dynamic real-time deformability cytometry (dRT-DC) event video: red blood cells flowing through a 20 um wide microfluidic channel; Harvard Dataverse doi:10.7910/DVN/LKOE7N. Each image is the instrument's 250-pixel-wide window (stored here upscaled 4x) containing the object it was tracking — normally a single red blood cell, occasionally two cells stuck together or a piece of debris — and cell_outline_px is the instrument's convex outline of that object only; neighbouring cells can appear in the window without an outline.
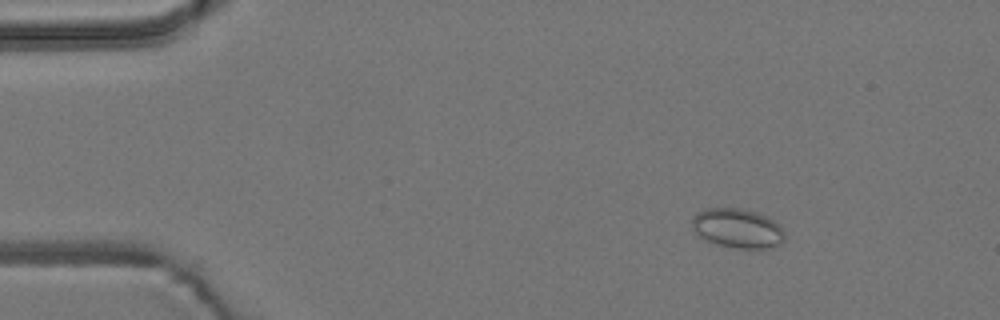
{"species": "common noctule bat (a hibernating species)", "species_latin": "Nyctalus noctula", "temperature_condition": "room temperature", "stored_images_in_passage": 7, "camera_frame_rate_fps": 3000, "um_per_image_px": 0.085, "animal": {"sex": "male", "body_mass_g": 19.2, "forearm_length_mm": 51.8}, "frame": {"image": 1, "passage_image": 3, "time_ms": 2.333, "image_size_px": [1000, 320], "cell_outline_px": [[784, 240], [776, 248], [760, 252], [732, 248], [716, 244], [700, 236], [692, 228], [692, 216], [696, 212], [704, 208], [740, 208], [756, 212], [768, 216], [780, 224], [784, 232]], "centroid_in_image_um": [62.75, 19.45], "position_along_channel_um": 22.2, "area_um2": 22.25}}
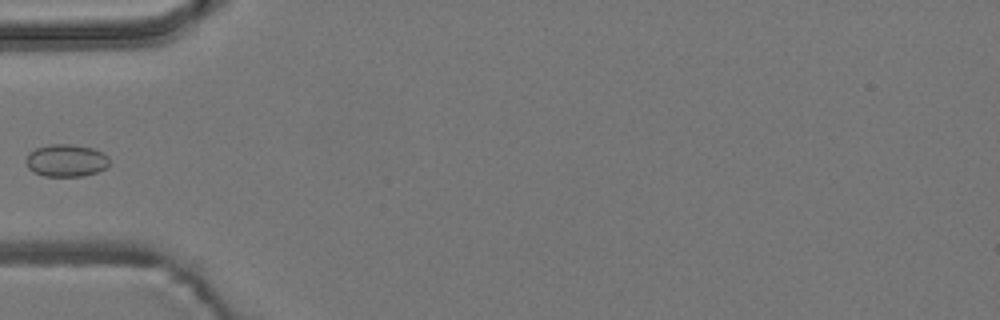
{"frame": {"image": 2, "passage_image": 6, "time_ms": 6.0, "image_size_px": [1000, 320], "cell_outline_px": [[108, 164], [104, 168], [96, 172], [84, 176], [44, 176], [28, 168], [28, 152], [36, 148], [52, 144], [72, 144], [92, 148], [104, 152], [108, 156]], "centroid_in_image_um": [5.65, 13.63], "position_along_channel_um": 79.3, "area_um2": 15.55}}
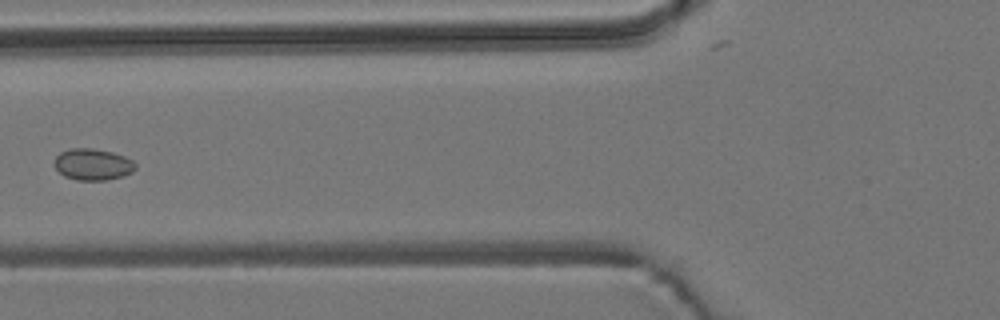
{"frame": {"image": 3, "passage_image": 7, "time_ms": 7.0, "image_size_px": [1000, 320], "cell_outline_px": [[136, 168], [132, 172], [124, 176], [108, 180], [76, 180], [64, 176], [56, 168], [56, 156], [60, 152], [72, 148], [92, 148], [112, 152], [124, 156], [132, 160], [136, 164]], "centroid_in_image_um": [7.92, 13.98], "position_along_channel_um": 117.9, "area_um2": 14.85}}